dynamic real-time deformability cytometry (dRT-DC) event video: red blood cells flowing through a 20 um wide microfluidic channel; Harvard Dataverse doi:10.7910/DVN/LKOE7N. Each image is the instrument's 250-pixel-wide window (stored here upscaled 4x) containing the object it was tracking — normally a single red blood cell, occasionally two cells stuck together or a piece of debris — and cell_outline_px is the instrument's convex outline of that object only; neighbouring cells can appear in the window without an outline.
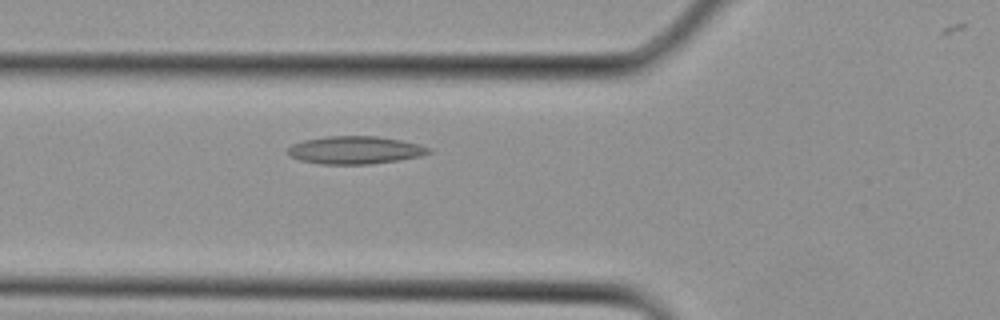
{"species": "Egyptian fruit bat (a non-hibernating species)", "species_latin": "Rousettus aegyptiacus", "temperature_condition": "cold", "stored_images_in_passage": 14, "camera_frame_rate_fps": 3000, "um_per_image_px": 0.085, "animal": {"sex": "female"}, "frame": {"image": 1, "passage_image": 10, "time_ms": 3.0, "image_size_px": [1000, 320], "cell_outline_px": [[432, 152], [420, 156], [372, 164], [320, 164], [300, 160], [288, 156], [288, 148], [292, 144], [304, 140], [328, 136], [376, 136], [400, 140], [420, 144], [432, 148]], "centroid_in_image_um": [30.18, 12.76], "position_along_channel_um": 95.6, "area_um2": 22.83}}
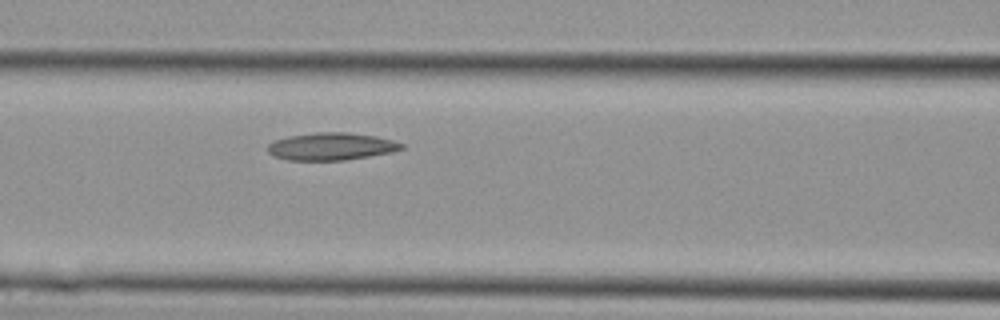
{"frame": {"image": 2, "passage_image": 12, "time_ms": 3.667, "image_size_px": [1000, 320], "cell_outline_px": [[404, 148], [392, 152], [344, 160], [288, 160], [272, 156], [268, 152], [268, 144], [276, 140], [288, 136], [316, 132], [348, 132], [376, 136], [392, 140], [404, 144]], "centroid_in_image_um": [28.15, 12.44], "position_along_channel_um": 138.5, "area_um2": 21.39}}
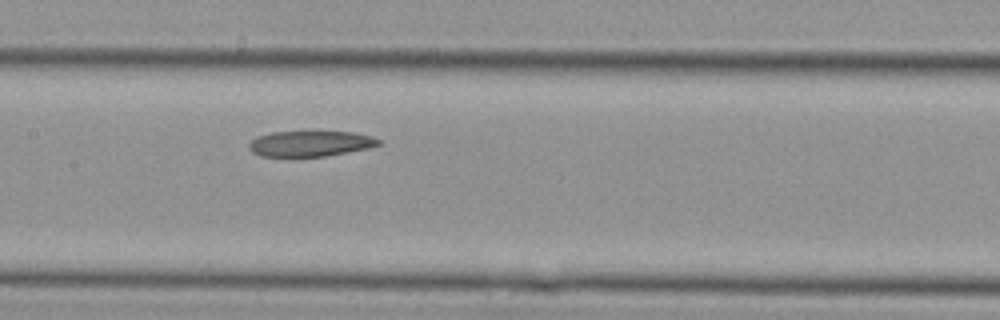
{"frame": {"image": 3, "passage_image": 14, "time_ms": 4.333, "image_size_px": [1000, 320], "cell_outline_px": [[384, 144], [368, 148], [324, 156], [260, 156], [252, 152], [248, 148], [248, 144], [256, 136], [272, 132], [356, 132], [372, 136], [380, 140]], "centroid_in_image_um": [26.38, 12.2], "position_along_channel_um": 181.0, "area_um2": 19.31}}